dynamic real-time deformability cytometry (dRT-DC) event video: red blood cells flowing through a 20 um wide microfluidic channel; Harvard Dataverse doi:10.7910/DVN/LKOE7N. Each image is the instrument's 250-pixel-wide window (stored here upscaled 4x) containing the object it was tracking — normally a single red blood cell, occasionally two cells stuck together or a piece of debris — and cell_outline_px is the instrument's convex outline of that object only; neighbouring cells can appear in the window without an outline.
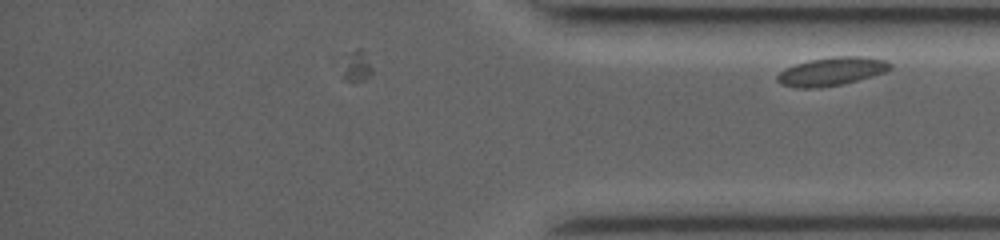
{"species": "common noctule bat (a hibernating species)", "species_latin": "Nyctalus noctula", "temperature_condition": "room temperature", "stored_images_in_passage": 32, "camera_frame_rate_fps": 3500, "um_per_image_px": 0.085, "animal": {"sex": "female", "body_mass_g": 19.0, "forearm_length_mm": 53.3}, "frame": {"image": 1, "passage_image": 32, "time_ms": 8.857, "image_size_px": [1000, 240], "cell_outline_px": [[892, 68], [884, 72], [856, 80], [840, 84], [816, 88], [804, 88], [784, 84], [776, 80], [776, 76], [780, 72], [796, 64], [812, 60], [832, 56], [868, 56], [884, 60], [892, 64]], "centroid_in_image_um": [70.73, 6.05], "position_along_channel_um": 364.5, "area_um2": 18.21}}